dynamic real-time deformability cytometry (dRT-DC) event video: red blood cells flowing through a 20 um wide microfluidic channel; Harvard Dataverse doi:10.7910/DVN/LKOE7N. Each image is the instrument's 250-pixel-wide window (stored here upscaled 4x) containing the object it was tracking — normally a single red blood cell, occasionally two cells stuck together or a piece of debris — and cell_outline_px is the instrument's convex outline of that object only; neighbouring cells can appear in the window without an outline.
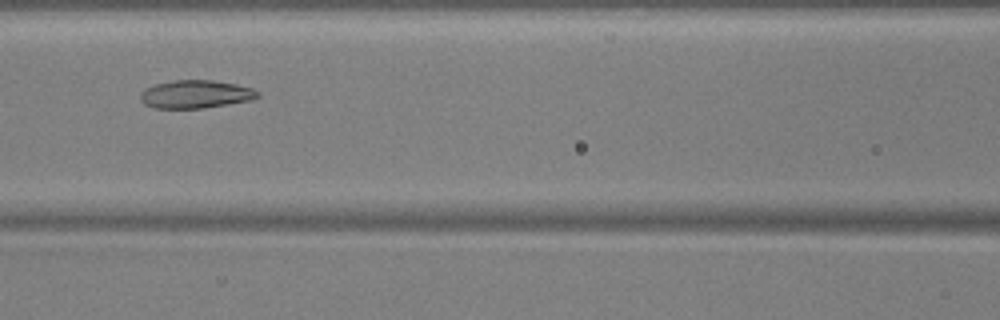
{"species": "common noctule bat (a hibernating species)", "species_latin": "Nyctalus noctula", "temperature_condition": "warm", "stored_images_in_passage": 48, "camera_frame_rate_fps": 3000, "um_per_image_px": 0.085, "animal": {"sex": "male", "body_mass_g": 17.9, "forearm_length_mm": 54.2}, "frame": {"image": 1, "passage_image": 19, "time_ms": 6.0, "image_size_px": [1000, 320], "cell_outline_px": [[260, 96], [248, 100], [228, 104], [204, 108], [156, 108], [144, 104], [140, 100], [140, 92], [144, 88], [156, 84], [172, 80], [212, 80], [236, 84], [252, 88], [260, 92]], "centroid_in_image_um": [16.6, 8.0], "position_along_channel_um": 150.0, "area_um2": 19.19}}
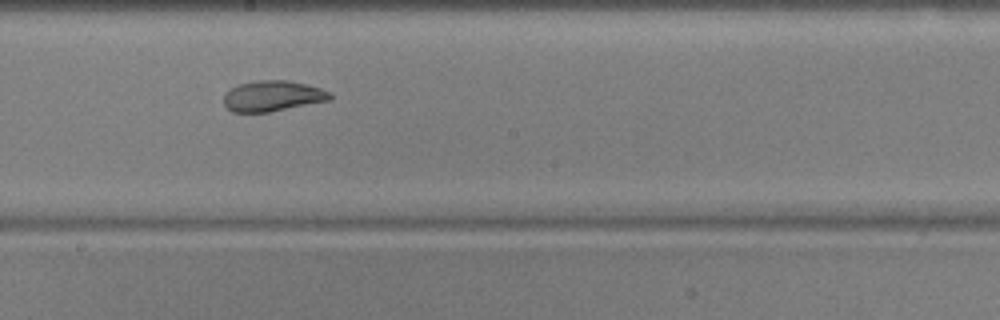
{"frame": {"image": 2, "passage_image": 25, "time_ms": 8.0, "image_size_px": [1000, 320], "cell_outline_px": [[332, 96], [328, 100], [272, 112], [232, 112], [224, 104], [224, 96], [232, 88], [240, 84], [260, 80], [284, 80], [304, 84], [320, 88], [328, 92]], "centroid_in_image_um": [23.15, 8.17], "position_along_channel_um": 225.0, "area_um2": 18.61}}
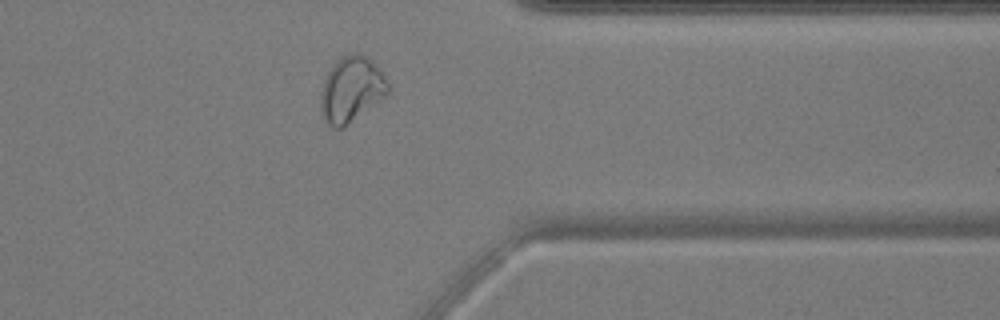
{"frame": {"image": 3, "passage_image": 38, "time_ms": 12.333, "image_size_px": [1000, 320], "cell_outline_px": [[388, 92], [384, 96], [344, 128], [332, 128], [324, 120], [320, 108], [320, 92], [324, 80], [332, 64], [336, 60], [352, 52], [356, 52], [364, 56], [384, 76], [388, 84]], "centroid_in_image_um": [29.8, 7.63], "position_along_channel_um": 381.6, "area_um2": 25.26}, "authors_computed_cell_mechanics": {"area_um2": 22.0218, "velocity_mm_per_s": 3.7666, "shape_relaxation_time_tau1_ms": null, "shape_relaxation_time_tau2_ms": 1.3742, "deformation_change_tau1": null, "deformation_change_tau2": 0.0562}}